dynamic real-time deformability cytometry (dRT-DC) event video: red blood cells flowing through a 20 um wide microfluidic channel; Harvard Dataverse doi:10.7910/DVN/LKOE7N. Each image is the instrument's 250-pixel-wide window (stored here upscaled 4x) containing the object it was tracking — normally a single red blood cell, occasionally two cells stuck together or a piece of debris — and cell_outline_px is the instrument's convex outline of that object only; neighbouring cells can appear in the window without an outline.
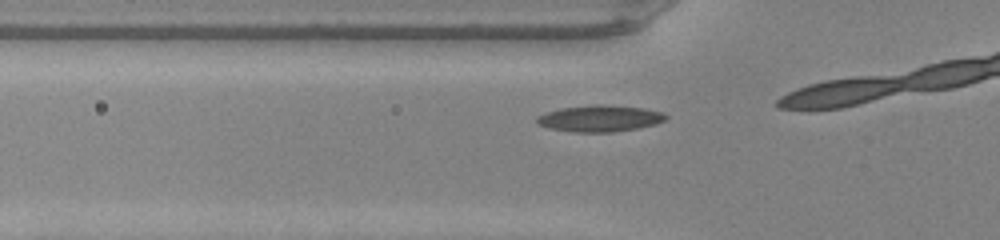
{"species": "common noctule bat (a hibernating species)", "species_latin": "Nyctalus noctula", "temperature_condition": "warm", "stored_images_in_passage": 6, "camera_frame_rate_fps": 3000, "um_per_image_px": 0.085, "animal": {"sex": "male", "body_mass_g": 20.0, "forearm_length_mm": 53.3}, "frame": {"image": 1, "passage_image": 4, "time_ms": 1.0, "image_size_px": [1000, 240], "cell_outline_px": [[668, 116], [664, 120], [656, 124], [636, 128], [612, 132], [572, 132], [548, 128], [536, 124], [536, 116], [560, 108], [596, 104], [600, 104], [644, 108], [664, 112]], "centroid_in_image_um": [50.96, 10.06], "position_along_channel_um": 74.8, "area_um2": 19.94}}